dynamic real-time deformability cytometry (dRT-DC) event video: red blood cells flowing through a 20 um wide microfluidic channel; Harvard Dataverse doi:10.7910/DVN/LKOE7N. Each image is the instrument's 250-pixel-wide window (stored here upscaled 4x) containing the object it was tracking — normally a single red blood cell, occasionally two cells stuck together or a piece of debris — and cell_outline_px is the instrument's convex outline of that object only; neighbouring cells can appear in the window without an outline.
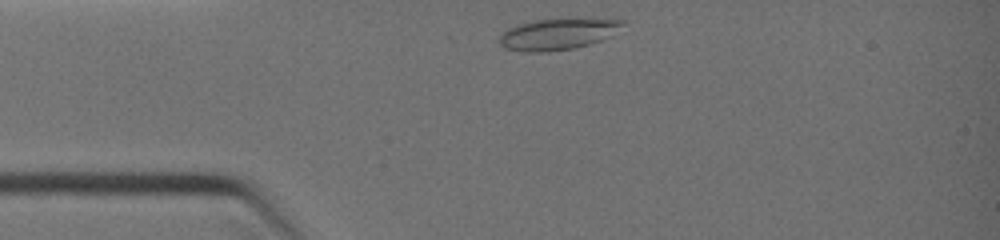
{"species": "common noctule bat (a hibernating species)", "species_latin": "Nyctalus noctula", "temperature_condition": "warm", "stored_images_in_passage": 2, "camera_frame_rate_fps": 3000, "um_per_image_px": 0.085, "animal": {"sex": "female", "body_mass_g": 19.0, "forearm_length_mm": 51.5}, "frame": {"image": 1, "passage_image": 1, "time_ms": 0.0, "image_size_px": [1000, 240], "cell_outline_px": [[624, 24], [612, 36], [588, 44], [572, 48], [548, 52], [524, 52], [504, 48], [500, 44], [500, 36], [508, 28], [532, 20], [560, 16], [564, 16], [624, 20]], "centroid_in_image_um": [47.44, 2.85], "position_along_channel_um": 37.6, "area_um2": 23.18}}